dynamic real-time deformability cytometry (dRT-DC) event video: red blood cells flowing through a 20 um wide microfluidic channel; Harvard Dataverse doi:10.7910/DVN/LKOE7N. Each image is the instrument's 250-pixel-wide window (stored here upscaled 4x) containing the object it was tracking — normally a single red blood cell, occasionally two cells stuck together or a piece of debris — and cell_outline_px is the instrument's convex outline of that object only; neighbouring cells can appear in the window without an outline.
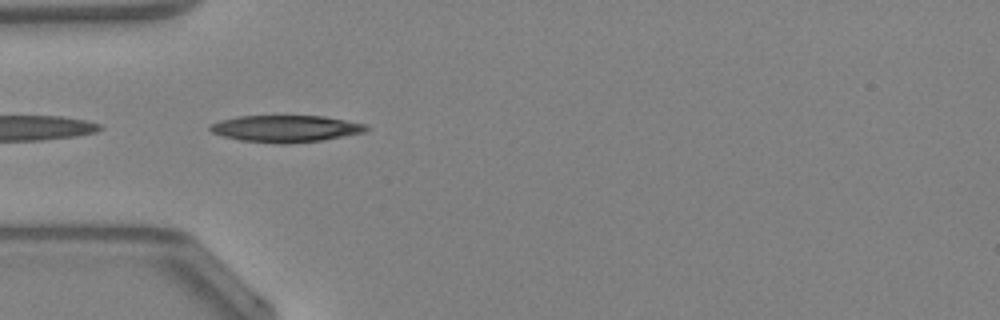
{"species": "Egyptian fruit bat (a non-hibernating species)", "species_latin": "Rousettus aegyptiacus", "temperature_condition": "warm", "stored_images_in_passage": 3, "camera_frame_rate_fps": 3000, "um_per_image_px": 0.085, "animal": {"sex": "female"}, "frame": {"image": 1, "passage_image": 1, "time_ms": 0.0, "image_size_px": [1000, 320], "cell_outline_px": [[368, 128], [364, 132], [344, 136], [320, 140], [280, 144], [240, 140], [224, 136], [212, 132], [208, 128], [208, 124], [220, 120], [236, 116], [324, 116], [364, 124]], "centroid_in_image_um": [24.21, 10.93], "position_along_channel_um": 60.8, "area_um2": 24.16}}